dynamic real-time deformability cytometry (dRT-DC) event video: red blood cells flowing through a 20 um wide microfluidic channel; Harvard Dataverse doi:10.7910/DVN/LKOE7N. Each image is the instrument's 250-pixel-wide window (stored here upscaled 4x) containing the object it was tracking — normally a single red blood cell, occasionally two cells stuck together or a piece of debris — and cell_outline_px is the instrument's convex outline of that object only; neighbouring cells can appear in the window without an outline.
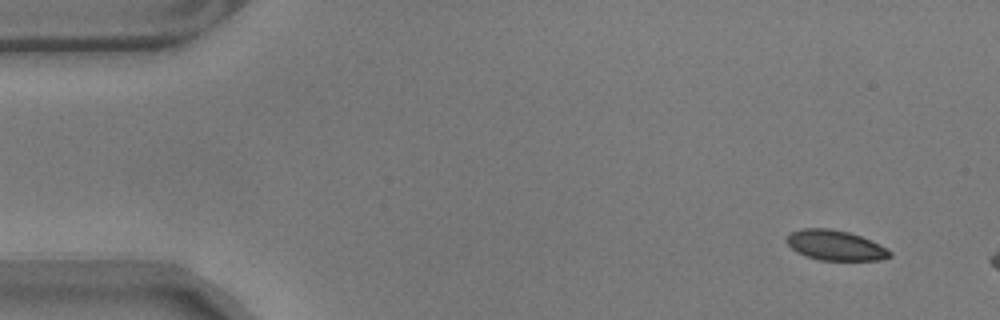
{"species": "common noctule bat (a hibernating species)", "species_latin": "Nyctalus noctula", "temperature_condition": "warm", "stored_images_in_passage": 7, "camera_frame_rate_fps": 3000, "um_per_image_px": 0.085, "animal": {"sex": "male", "body_mass_g": 17.9}, "frame": {"image": 1, "passage_image": 1, "time_ms": 0.0, "image_size_px": [1000, 320], "cell_outline_px": [[892, 256], [880, 260], [820, 260], [796, 252], [788, 244], [788, 232], [800, 228], [832, 228], [848, 232], [860, 236], [880, 244], [892, 252]], "centroid_in_image_um": [71.0, 20.84], "position_along_channel_um": 14.0, "area_um2": 18.09}}